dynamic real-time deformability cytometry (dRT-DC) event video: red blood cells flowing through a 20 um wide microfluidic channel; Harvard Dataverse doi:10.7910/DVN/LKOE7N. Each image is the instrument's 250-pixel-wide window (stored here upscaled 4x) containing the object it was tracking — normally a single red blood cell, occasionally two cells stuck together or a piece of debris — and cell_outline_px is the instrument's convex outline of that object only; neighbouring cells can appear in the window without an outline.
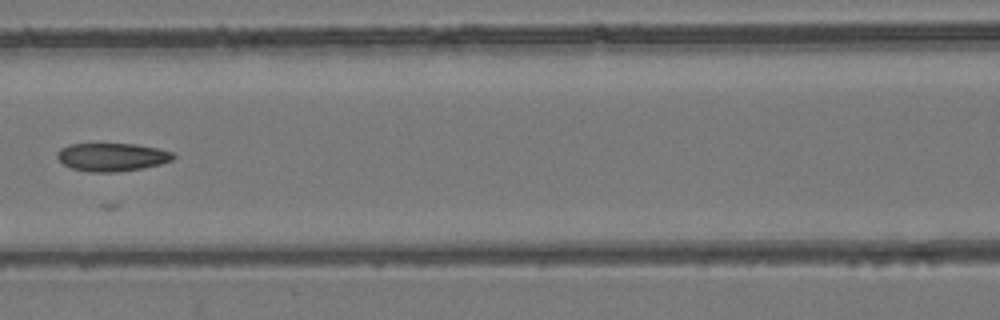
{"species": "common noctule bat (a hibernating species)", "species_latin": "Nyctalus noctula", "temperature_condition": "room temperature", "stored_images_in_passage": 7, "camera_frame_rate_fps": 3000, "um_per_image_px": 0.085, "animal": {"sex": "female", "body_mass_g": 24.6, "forearm_length_mm": 56.2}, "frame": {"image": 1, "passage_image": 7, "time_ms": 2.0, "image_size_px": [1000, 320], "cell_outline_px": [[176, 156], [172, 160], [160, 164], [144, 168], [116, 172], [88, 172], [72, 168], [64, 164], [56, 156], [56, 152], [60, 148], [68, 144], [136, 144], [156, 148], [172, 152]], "centroid_in_image_um": [9.51, 13.35], "position_along_channel_um": 157.1, "area_um2": 19.07}}